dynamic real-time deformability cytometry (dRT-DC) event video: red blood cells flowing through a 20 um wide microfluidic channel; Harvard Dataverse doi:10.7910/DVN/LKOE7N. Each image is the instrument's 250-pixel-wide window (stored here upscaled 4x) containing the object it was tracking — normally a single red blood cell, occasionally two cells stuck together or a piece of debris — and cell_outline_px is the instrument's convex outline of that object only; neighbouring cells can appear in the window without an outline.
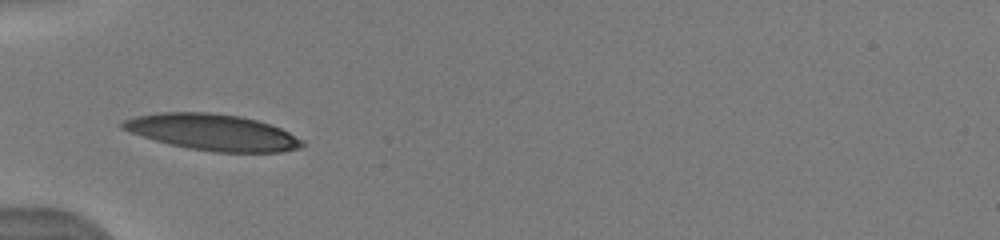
{"species": "human", "species_latin": "Homo sapiens", "temperature_condition": "warm", "stored_images_in_passage": 2, "camera_frame_rate_fps": 3000, "um_per_image_px": 0.085, "donor": {"sex": "male"}, "frame": {"image": 1, "passage_image": 1, "time_ms": 0.0, "image_size_px": [1000, 240], "cell_outline_px": [[304, 144], [300, 148], [284, 152], [216, 152], [188, 148], [156, 140], [120, 128], [120, 124], [124, 120], [136, 116], [160, 112], [208, 112], [240, 116], [272, 124], [304, 140]], "centroid_in_image_um": [18.12, 11.24], "position_along_channel_um": 66.9, "area_um2": 37.74}}